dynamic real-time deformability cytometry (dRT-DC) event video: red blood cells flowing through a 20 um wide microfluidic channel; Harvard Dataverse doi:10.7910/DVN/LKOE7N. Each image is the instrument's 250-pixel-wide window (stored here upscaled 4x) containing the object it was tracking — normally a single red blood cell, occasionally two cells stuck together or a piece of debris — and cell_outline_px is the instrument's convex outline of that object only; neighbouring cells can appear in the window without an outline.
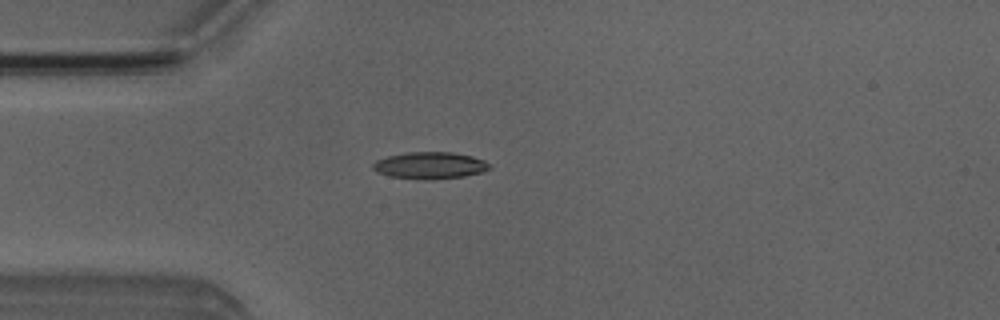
{"species": "Egyptian fruit bat (a non-hibernating species)", "species_latin": "Rousettus aegyptiacus", "temperature_condition": "room temperature", "stored_images_in_passage": 4, "camera_frame_rate_fps": 3000, "um_per_image_px": 0.085, "animal": {"sex": "male"}, "frame": {"image": 1, "passage_image": 3, "time_ms": 2.667, "image_size_px": [1000, 320], "cell_outline_px": [[492, 168], [484, 172], [464, 176], [424, 180], [392, 176], [376, 172], [372, 168], [372, 164], [376, 160], [388, 156], [404, 152], [452, 152], [472, 156], [484, 160], [492, 164]], "centroid_in_image_um": [36.58, 14.05], "position_along_channel_um": 48.4, "area_um2": 18.38}}